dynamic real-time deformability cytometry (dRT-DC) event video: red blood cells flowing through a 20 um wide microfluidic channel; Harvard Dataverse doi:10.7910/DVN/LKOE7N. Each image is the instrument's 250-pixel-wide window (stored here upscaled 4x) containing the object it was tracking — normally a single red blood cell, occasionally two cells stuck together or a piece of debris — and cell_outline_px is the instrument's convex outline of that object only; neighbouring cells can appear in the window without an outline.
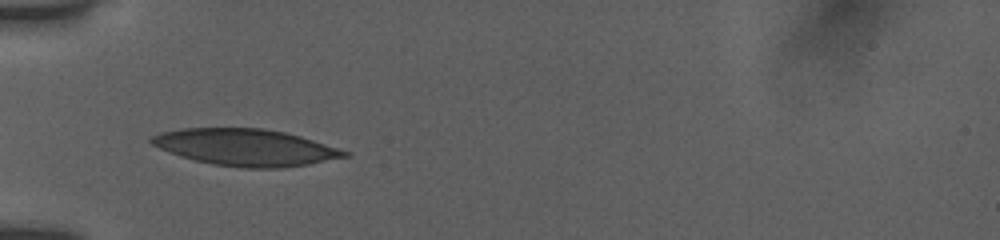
{"species": "human", "species_latin": "Homo sapiens", "temperature_condition": "room temperature", "stored_images_in_passage": 11, "camera_frame_rate_fps": 3000, "um_per_image_px": 0.085, "donor": {"sex": "female"}, "frame": {"image": 1, "passage_image": 1, "time_ms": 0.0, "image_size_px": [1000, 240], "cell_outline_px": [[352, 156], [308, 164], [280, 168], [244, 168], [212, 164], [180, 156], [160, 148], [152, 144], [148, 140], [152, 136], [160, 132], [180, 128], [264, 128], [284, 132], [300, 136], [352, 152]], "centroid_in_image_um": [20.91, 12.52], "position_along_channel_um": 64.1, "area_um2": 41.44}}
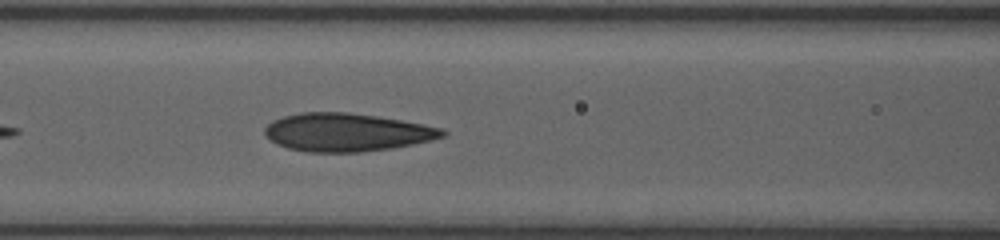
{"frame": {"image": 2, "passage_image": 7, "time_ms": 2.0, "image_size_px": [1000, 240], "cell_outline_px": [[448, 136], [412, 144], [392, 148], [360, 152], [308, 152], [288, 148], [276, 144], [264, 132], [264, 128], [272, 120], [284, 116], [300, 112], [348, 112], [376, 116], [424, 124], [444, 128], [448, 132]], "centroid_in_image_um": [29.5, 11.24], "position_along_channel_um": 137.1, "area_um2": 39.54}}
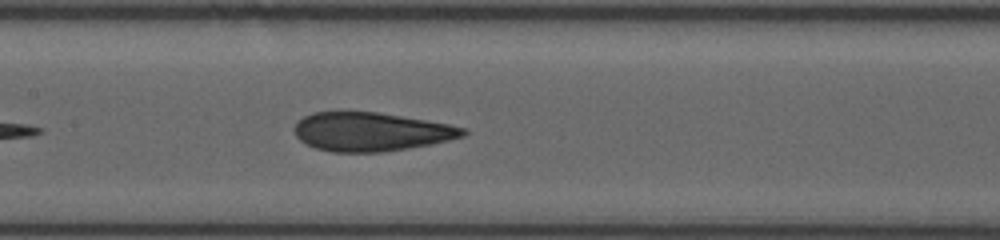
{"frame": {"image": 3, "passage_image": 10, "time_ms": 3.0, "image_size_px": [1000, 240], "cell_outline_px": [[468, 132], [464, 136], [432, 144], [408, 148], [380, 152], [332, 152], [316, 148], [300, 140], [296, 136], [292, 128], [296, 120], [312, 112], [336, 108], [376, 112], [448, 124], [468, 128]], "centroid_in_image_um": [31.45, 11.16], "position_along_channel_um": 176.0, "area_um2": 38.96}}